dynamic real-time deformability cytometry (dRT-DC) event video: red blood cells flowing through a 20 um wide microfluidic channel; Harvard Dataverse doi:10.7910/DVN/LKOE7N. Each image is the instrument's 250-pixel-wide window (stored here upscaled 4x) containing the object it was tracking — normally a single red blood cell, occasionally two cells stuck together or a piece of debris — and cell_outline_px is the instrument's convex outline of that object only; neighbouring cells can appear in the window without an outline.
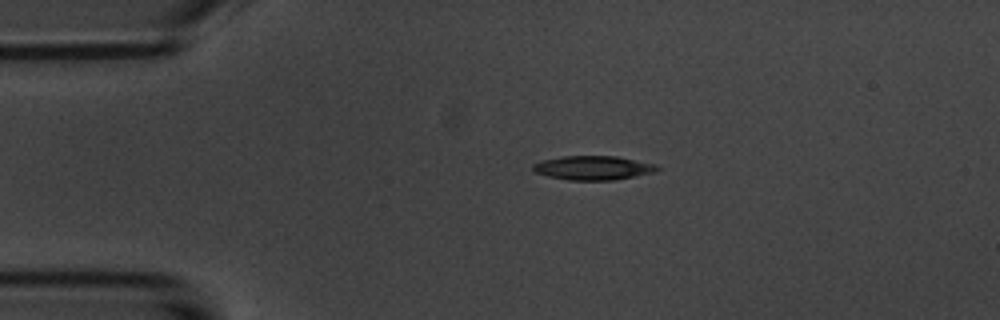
{"species": "common noctule bat (a hibernating species)", "species_latin": "Nyctalus noctula", "temperature_condition": "room temperature", "stored_images_in_passage": 2, "camera_frame_rate_fps": 3000, "um_per_image_px": 0.085, "animal": {"sex": "male", "body_mass_g": 20.1, "forearm_length_mm": 53.5}, "frame": {"image": 1, "passage_image": 1, "time_ms": 0.0, "image_size_px": [1000, 320], "cell_outline_px": [[660, 168], [656, 172], [616, 180], [568, 180], [548, 176], [536, 172], [532, 168], [532, 164], [540, 160], [560, 156], [616, 156], [656, 164]], "centroid_in_image_um": [50.42, 14.26], "position_along_channel_um": 34.6, "area_um2": 17.57}}